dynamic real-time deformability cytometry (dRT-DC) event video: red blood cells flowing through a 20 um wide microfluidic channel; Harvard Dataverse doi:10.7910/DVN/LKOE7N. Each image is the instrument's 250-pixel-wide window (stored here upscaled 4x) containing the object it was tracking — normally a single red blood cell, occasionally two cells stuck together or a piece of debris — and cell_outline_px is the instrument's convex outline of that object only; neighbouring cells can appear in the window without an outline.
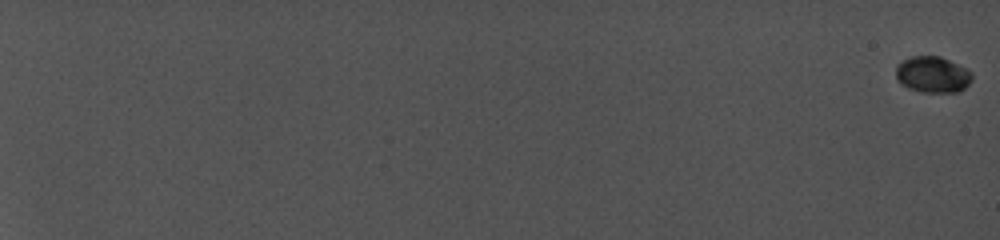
{"species": "common noctule bat (a hibernating species)", "species_latin": "Nyctalus noctula", "temperature_condition": "cold", "stored_images_in_passage": 11, "camera_frame_rate_fps": 5000, "um_per_image_px": 0.085, "animal": {"sex": "female", "body_mass_g": 19.0, "forearm_length_mm": 56.7}, "frame": {"image": 1, "passage_image": 1, "time_ms": 0.0, "image_size_px": [1000, 240], "cell_outline_px": [[972, 80], [960, 92], [920, 92], [908, 88], [900, 84], [896, 80], [896, 68], [904, 60], [912, 56], [940, 56], [972, 72]], "centroid_in_image_um": [79.26, 6.36], "position_along_channel_um": 5.7, "area_um2": 16.01}}